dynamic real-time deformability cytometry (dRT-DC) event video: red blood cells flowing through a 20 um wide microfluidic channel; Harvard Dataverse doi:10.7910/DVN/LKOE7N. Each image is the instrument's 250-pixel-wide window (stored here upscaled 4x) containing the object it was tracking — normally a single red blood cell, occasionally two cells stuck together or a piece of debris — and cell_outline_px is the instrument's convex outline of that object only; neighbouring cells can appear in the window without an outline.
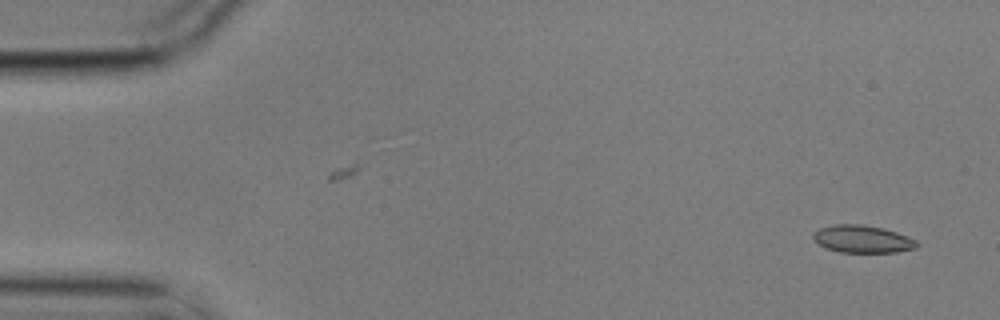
{"species": "common noctule bat (a hibernating species)", "species_latin": "Nyctalus noctula", "temperature_condition": "cold", "stored_images_in_passage": 3, "camera_frame_rate_fps": 3000, "um_per_image_px": 0.085, "animal": {"sex": "male", "body_mass_g": 17.9}, "frame": {"image": 1, "passage_image": 3, "time_ms": 0.667, "image_size_px": [1000, 320], "cell_outline_px": [[920, 244], [916, 248], [896, 252], [840, 252], [828, 248], [820, 244], [812, 236], [820, 228], [832, 224], [860, 224], [884, 228], [908, 236], [916, 240]], "centroid_in_image_um": [73.36, 20.31], "position_along_channel_um": 11.6, "area_um2": 16.47}}